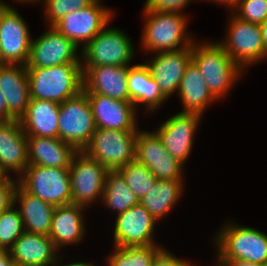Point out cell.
<instances>
[{
  "label": "cell",
  "mask_w": 267,
  "mask_h": 266,
  "mask_svg": "<svg viewBox=\"0 0 267 266\" xmlns=\"http://www.w3.org/2000/svg\"><path fill=\"white\" fill-rule=\"evenodd\" d=\"M79 47L55 27L31 40V48L26 67H51L65 63H81L77 54Z\"/></svg>",
  "instance_id": "obj_13"
},
{
  "label": "cell",
  "mask_w": 267,
  "mask_h": 266,
  "mask_svg": "<svg viewBox=\"0 0 267 266\" xmlns=\"http://www.w3.org/2000/svg\"><path fill=\"white\" fill-rule=\"evenodd\" d=\"M18 208L27 232L48 236L55 210L54 205L26 192L19 184L14 194V204Z\"/></svg>",
  "instance_id": "obj_25"
},
{
  "label": "cell",
  "mask_w": 267,
  "mask_h": 266,
  "mask_svg": "<svg viewBox=\"0 0 267 266\" xmlns=\"http://www.w3.org/2000/svg\"><path fill=\"white\" fill-rule=\"evenodd\" d=\"M201 115L176 113L164 121L154 132L167 152L183 165L191 154L193 138Z\"/></svg>",
  "instance_id": "obj_15"
},
{
  "label": "cell",
  "mask_w": 267,
  "mask_h": 266,
  "mask_svg": "<svg viewBox=\"0 0 267 266\" xmlns=\"http://www.w3.org/2000/svg\"><path fill=\"white\" fill-rule=\"evenodd\" d=\"M158 180H183V164L176 159L151 160L146 165Z\"/></svg>",
  "instance_id": "obj_36"
},
{
  "label": "cell",
  "mask_w": 267,
  "mask_h": 266,
  "mask_svg": "<svg viewBox=\"0 0 267 266\" xmlns=\"http://www.w3.org/2000/svg\"><path fill=\"white\" fill-rule=\"evenodd\" d=\"M0 91L5 97L8 111L19 119L31 99L26 65L0 64Z\"/></svg>",
  "instance_id": "obj_22"
},
{
  "label": "cell",
  "mask_w": 267,
  "mask_h": 266,
  "mask_svg": "<svg viewBox=\"0 0 267 266\" xmlns=\"http://www.w3.org/2000/svg\"><path fill=\"white\" fill-rule=\"evenodd\" d=\"M31 40L29 29L20 13L12 6H4L0 10L1 64L26 65Z\"/></svg>",
  "instance_id": "obj_12"
},
{
  "label": "cell",
  "mask_w": 267,
  "mask_h": 266,
  "mask_svg": "<svg viewBox=\"0 0 267 266\" xmlns=\"http://www.w3.org/2000/svg\"><path fill=\"white\" fill-rule=\"evenodd\" d=\"M16 119L7 109V103L4 95L0 91V121Z\"/></svg>",
  "instance_id": "obj_40"
},
{
  "label": "cell",
  "mask_w": 267,
  "mask_h": 266,
  "mask_svg": "<svg viewBox=\"0 0 267 266\" xmlns=\"http://www.w3.org/2000/svg\"><path fill=\"white\" fill-rule=\"evenodd\" d=\"M18 184L28 193L54 206L72 203L69 167L28 165Z\"/></svg>",
  "instance_id": "obj_5"
},
{
  "label": "cell",
  "mask_w": 267,
  "mask_h": 266,
  "mask_svg": "<svg viewBox=\"0 0 267 266\" xmlns=\"http://www.w3.org/2000/svg\"><path fill=\"white\" fill-rule=\"evenodd\" d=\"M117 170L122 174L132 193L139 199L146 196L158 180L147 166L138 163L136 160L118 168Z\"/></svg>",
  "instance_id": "obj_31"
},
{
  "label": "cell",
  "mask_w": 267,
  "mask_h": 266,
  "mask_svg": "<svg viewBox=\"0 0 267 266\" xmlns=\"http://www.w3.org/2000/svg\"><path fill=\"white\" fill-rule=\"evenodd\" d=\"M4 6H5V7H10L9 4H7V3H5L4 1H1V0H0V10H1Z\"/></svg>",
  "instance_id": "obj_47"
},
{
  "label": "cell",
  "mask_w": 267,
  "mask_h": 266,
  "mask_svg": "<svg viewBox=\"0 0 267 266\" xmlns=\"http://www.w3.org/2000/svg\"><path fill=\"white\" fill-rule=\"evenodd\" d=\"M100 1L95 0L88 7L65 15L53 27L77 47L84 48L105 26L109 27L114 16L112 10Z\"/></svg>",
  "instance_id": "obj_11"
},
{
  "label": "cell",
  "mask_w": 267,
  "mask_h": 266,
  "mask_svg": "<svg viewBox=\"0 0 267 266\" xmlns=\"http://www.w3.org/2000/svg\"><path fill=\"white\" fill-rule=\"evenodd\" d=\"M101 201L107 208L117 211L116 215L139 204V198L132 193L118 170H108Z\"/></svg>",
  "instance_id": "obj_29"
},
{
  "label": "cell",
  "mask_w": 267,
  "mask_h": 266,
  "mask_svg": "<svg viewBox=\"0 0 267 266\" xmlns=\"http://www.w3.org/2000/svg\"><path fill=\"white\" fill-rule=\"evenodd\" d=\"M18 206L13 204L0 213V249L9 250L25 231Z\"/></svg>",
  "instance_id": "obj_33"
},
{
  "label": "cell",
  "mask_w": 267,
  "mask_h": 266,
  "mask_svg": "<svg viewBox=\"0 0 267 266\" xmlns=\"http://www.w3.org/2000/svg\"><path fill=\"white\" fill-rule=\"evenodd\" d=\"M135 160L147 165L151 160L175 159L163 146L158 135L153 132L138 130L135 139Z\"/></svg>",
  "instance_id": "obj_32"
},
{
  "label": "cell",
  "mask_w": 267,
  "mask_h": 266,
  "mask_svg": "<svg viewBox=\"0 0 267 266\" xmlns=\"http://www.w3.org/2000/svg\"><path fill=\"white\" fill-rule=\"evenodd\" d=\"M114 246L137 247L158 245L153 233L157 220L143 205L136 204L125 212L116 215Z\"/></svg>",
  "instance_id": "obj_14"
},
{
  "label": "cell",
  "mask_w": 267,
  "mask_h": 266,
  "mask_svg": "<svg viewBox=\"0 0 267 266\" xmlns=\"http://www.w3.org/2000/svg\"><path fill=\"white\" fill-rule=\"evenodd\" d=\"M60 266V265H59ZM61 266H95L94 264L89 263V262H85V261H80V262H72L70 264H64V265H61Z\"/></svg>",
  "instance_id": "obj_45"
},
{
  "label": "cell",
  "mask_w": 267,
  "mask_h": 266,
  "mask_svg": "<svg viewBox=\"0 0 267 266\" xmlns=\"http://www.w3.org/2000/svg\"><path fill=\"white\" fill-rule=\"evenodd\" d=\"M127 81L130 102L135 105L136 109L137 105L142 103L148 112H153L168 99L161 92L144 63L129 67Z\"/></svg>",
  "instance_id": "obj_26"
},
{
  "label": "cell",
  "mask_w": 267,
  "mask_h": 266,
  "mask_svg": "<svg viewBox=\"0 0 267 266\" xmlns=\"http://www.w3.org/2000/svg\"><path fill=\"white\" fill-rule=\"evenodd\" d=\"M177 91L176 94L180 95L184 106V110L180 113L203 116L202 114L207 106H210L209 103L217 100L210 92L201 72L192 61L186 67Z\"/></svg>",
  "instance_id": "obj_27"
},
{
  "label": "cell",
  "mask_w": 267,
  "mask_h": 266,
  "mask_svg": "<svg viewBox=\"0 0 267 266\" xmlns=\"http://www.w3.org/2000/svg\"><path fill=\"white\" fill-rule=\"evenodd\" d=\"M129 67L115 65L82 67L83 91L86 94H101L130 101L127 81Z\"/></svg>",
  "instance_id": "obj_19"
},
{
  "label": "cell",
  "mask_w": 267,
  "mask_h": 266,
  "mask_svg": "<svg viewBox=\"0 0 267 266\" xmlns=\"http://www.w3.org/2000/svg\"><path fill=\"white\" fill-rule=\"evenodd\" d=\"M18 185V179L10 176L0 177V213L14 204V194Z\"/></svg>",
  "instance_id": "obj_37"
},
{
  "label": "cell",
  "mask_w": 267,
  "mask_h": 266,
  "mask_svg": "<svg viewBox=\"0 0 267 266\" xmlns=\"http://www.w3.org/2000/svg\"><path fill=\"white\" fill-rule=\"evenodd\" d=\"M107 172L99 161L77 151L69 167L72 203L86 208L97 198L102 200Z\"/></svg>",
  "instance_id": "obj_10"
},
{
  "label": "cell",
  "mask_w": 267,
  "mask_h": 266,
  "mask_svg": "<svg viewBox=\"0 0 267 266\" xmlns=\"http://www.w3.org/2000/svg\"><path fill=\"white\" fill-rule=\"evenodd\" d=\"M60 104L30 99L25 113L19 118L26 136L59 138L58 116Z\"/></svg>",
  "instance_id": "obj_23"
},
{
  "label": "cell",
  "mask_w": 267,
  "mask_h": 266,
  "mask_svg": "<svg viewBox=\"0 0 267 266\" xmlns=\"http://www.w3.org/2000/svg\"><path fill=\"white\" fill-rule=\"evenodd\" d=\"M233 11L236 17L261 24L267 20V0H241Z\"/></svg>",
  "instance_id": "obj_35"
},
{
  "label": "cell",
  "mask_w": 267,
  "mask_h": 266,
  "mask_svg": "<svg viewBox=\"0 0 267 266\" xmlns=\"http://www.w3.org/2000/svg\"><path fill=\"white\" fill-rule=\"evenodd\" d=\"M190 2L191 0H146L143 10L183 13L182 10Z\"/></svg>",
  "instance_id": "obj_38"
},
{
  "label": "cell",
  "mask_w": 267,
  "mask_h": 266,
  "mask_svg": "<svg viewBox=\"0 0 267 266\" xmlns=\"http://www.w3.org/2000/svg\"><path fill=\"white\" fill-rule=\"evenodd\" d=\"M86 208L74 203L56 206L49 237L57 250L65 245L77 244L85 236V222L83 211Z\"/></svg>",
  "instance_id": "obj_21"
},
{
  "label": "cell",
  "mask_w": 267,
  "mask_h": 266,
  "mask_svg": "<svg viewBox=\"0 0 267 266\" xmlns=\"http://www.w3.org/2000/svg\"><path fill=\"white\" fill-rule=\"evenodd\" d=\"M96 128L138 131L136 107L130 101H123L101 94H87Z\"/></svg>",
  "instance_id": "obj_16"
},
{
  "label": "cell",
  "mask_w": 267,
  "mask_h": 266,
  "mask_svg": "<svg viewBox=\"0 0 267 266\" xmlns=\"http://www.w3.org/2000/svg\"><path fill=\"white\" fill-rule=\"evenodd\" d=\"M15 1H18V2L20 1V2H24V3H25V2H26V3H31V2H32V3H33V2L37 3L39 0H15ZM40 1H41V0H40Z\"/></svg>",
  "instance_id": "obj_46"
},
{
  "label": "cell",
  "mask_w": 267,
  "mask_h": 266,
  "mask_svg": "<svg viewBox=\"0 0 267 266\" xmlns=\"http://www.w3.org/2000/svg\"><path fill=\"white\" fill-rule=\"evenodd\" d=\"M95 0H42L48 26H54L65 15L84 9Z\"/></svg>",
  "instance_id": "obj_34"
},
{
  "label": "cell",
  "mask_w": 267,
  "mask_h": 266,
  "mask_svg": "<svg viewBox=\"0 0 267 266\" xmlns=\"http://www.w3.org/2000/svg\"><path fill=\"white\" fill-rule=\"evenodd\" d=\"M13 259L11 258V254L9 250H1L0 249V266H13Z\"/></svg>",
  "instance_id": "obj_41"
},
{
  "label": "cell",
  "mask_w": 267,
  "mask_h": 266,
  "mask_svg": "<svg viewBox=\"0 0 267 266\" xmlns=\"http://www.w3.org/2000/svg\"><path fill=\"white\" fill-rule=\"evenodd\" d=\"M29 165L27 136L19 119L0 121V175H22Z\"/></svg>",
  "instance_id": "obj_17"
},
{
  "label": "cell",
  "mask_w": 267,
  "mask_h": 266,
  "mask_svg": "<svg viewBox=\"0 0 267 266\" xmlns=\"http://www.w3.org/2000/svg\"><path fill=\"white\" fill-rule=\"evenodd\" d=\"M192 61V47L181 50L159 52L145 65L150 70L161 92L167 97L177 92L186 67Z\"/></svg>",
  "instance_id": "obj_18"
},
{
  "label": "cell",
  "mask_w": 267,
  "mask_h": 266,
  "mask_svg": "<svg viewBox=\"0 0 267 266\" xmlns=\"http://www.w3.org/2000/svg\"><path fill=\"white\" fill-rule=\"evenodd\" d=\"M31 99L61 104L83 90L81 63H65L51 67H26Z\"/></svg>",
  "instance_id": "obj_1"
},
{
  "label": "cell",
  "mask_w": 267,
  "mask_h": 266,
  "mask_svg": "<svg viewBox=\"0 0 267 266\" xmlns=\"http://www.w3.org/2000/svg\"><path fill=\"white\" fill-rule=\"evenodd\" d=\"M137 133L138 131L96 128L82 151L108 170H117L135 161Z\"/></svg>",
  "instance_id": "obj_6"
},
{
  "label": "cell",
  "mask_w": 267,
  "mask_h": 266,
  "mask_svg": "<svg viewBox=\"0 0 267 266\" xmlns=\"http://www.w3.org/2000/svg\"><path fill=\"white\" fill-rule=\"evenodd\" d=\"M9 252L18 266H57L61 260L49 236L27 231L14 242Z\"/></svg>",
  "instance_id": "obj_20"
},
{
  "label": "cell",
  "mask_w": 267,
  "mask_h": 266,
  "mask_svg": "<svg viewBox=\"0 0 267 266\" xmlns=\"http://www.w3.org/2000/svg\"><path fill=\"white\" fill-rule=\"evenodd\" d=\"M192 62L217 100L226 97L243 73L219 42L193 43Z\"/></svg>",
  "instance_id": "obj_2"
},
{
  "label": "cell",
  "mask_w": 267,
  "mask_h": 266,
  "mask_svg": "<svg viewBox=\"0 0 267 266\" xmlns=\"http://www.w3.org/2000/svg\"><path fill=\"white\" fill-rule=\"evenodd\" d=\"M58 127L59 139L71 144L77 151H82L88 144L96 126L87 94L83 90L60 104Z\"/></svg>",
  "instance_id": "obj_8"
},
{
  "label": "cell",
  "mask_w": 267,
  "mask_h": 266,
  "mask_svg": "<svg viewBox=\"0 0 267 266\" xmlns=\"http://www.w3.org/2000/svg\"><path fill=\"white\" fill-rule=\"evenodd\" d=\"M135 50L125 32L106 26L81 49L82 67L129 66Z\"/></svg>",
  "instance_id": "obj_7"
},
{
  "label": "cell",
  "mask_w": 267,
  "mask_h": 266,
  "mask_svg": "<svg viewBox=\"0 0 267 266\" xmlns=\"http://www.w3.org/2000/svg\"><path fill=\"white\" fill-rule=\"evenodd\" d=\"M217 264H220V266H262L247 261H217Z\"/></svg>",
  "instance_id": "obj_42"
},
{
  "label": "cell",
  "mask_w": 267,
  "mask_h": 266,
  "mask_svg": "<svg viewBox=\"0 0 267 266\" xmlns=\"http://www.w3.org/2000/svg\"><path fill=\"white\" fill-rule=\"evenodd\" d=\"M262 34V40L265 50V58H267V20L259 24Z\"/></svg>",
  "instance_id": "obj_43"
},
{
  "label": "cell",
  "mask_w": 267,
  "mask_h": 266,
  "mask_svg": "<svg viewBox=\"0 0 267 266\" xmlns=\"http://www.w3.org/2000/svg\"><path fill=\"white\" fill-rule=\"evenodd\" d=\"M262 266H267V260L262 264Z\"/></svg>",
  "instance_id": "obj_48"
},
{
  "label": "cell",
  "mask_w": 267,
  "mask_h": 266,
  "mask_svg": "<svg viewBox=\"0 0 267 266\" xmlns=\"http://www.w3.org/2000/svg\"><path fill=\"white\" fill-rule=\"evenodd\" d=\"M163 248L160 245L137 247H114V253L108 257L109 266H152L156 255Z\"/></svg>",
  "instance_id": "obj_30"
},
{
  "label": "cell",
  "mask_w": 267,
  "mask_h": 266,
  "mask_svg": "<svg viewBox=\"0 0 267 266\" xmlns=\"http://www.w3.org/2000/svg\"><path fill=\"white\" fill-rule=\"evenodd\" d=\"M29 165L70 167L77 150L59 138L27 136Z\"/></svg>",
  "instance_id": "obj_24"
},
{
  "label": "cell",
  "mask_w": 267,
  "mask_h": 266,
  "mask_svg": "<svg viewBox=\"0 0 267 266\" xmlns=\"http://www.w3.org/2000/svg\"><path fill=\"white\" fill-rule=\"evenodd\" d=\"M145 25L141 47L145 51L169 52L192 47L195 42L187 33V16L179 12L143 10Z\"/></svg>",
  "instance_id": "obj_3"
},
{
  "label": "cell",
  "mask_w": 267,
  "mask_h": 266,
  "mask_svg": "<svg viewBox=\"0 0 267 266\" xmlns=\"http://www.w3.org/2000/svg\"><path fill=\"white\" fill-rule=\"evenodd\" d=\"M183 186L182 180H157L146 196L139 199V204L158 221L174 208L182 196Z\"/></svg>",
  "instance_id": "obj_28"
},
{
  "label": "cell",
  "mask_w": 267,
  "mask_h": 266,
  "mask_svg": "<svg viewBox=\"0 0 267 266\" xmlns=\"http://www.w3.org/2000/svg\"><path fill=\"white\" fill-rule=\"evenodd\" d=\"M206 1H211V2L214 1L215 3L218 4L223 3V5H226V7L231 8L233 12L241 0H206Z\"/></svg>",
  "instance_id": "obj_44"
},
{
  "label": "cell",
  "mask_w": 267,
  "mask_h": 266,
  "mask_svg": "<svg viewBox=\"0 0 267 266\" xmlns=\"http://www.w3.org/2000/svg\"><path fill=\"white\" fill-rule=\"evenodd\" d=\"M228 34L219 43L231 59L243 70L248 65L261 62L265 58V50L259 24L244 21L234 14L230 15Z\"/></svg>",
  "instance_id": "obj_9"
},
{
  "label": "cell",
  "mask_w": 267,
  "mask_h": 266,
  "mask_svg": "<svg viewBox=\"0 0 267 266\" xmlns=\"http://www.w3.org/2000/svg\"><path fill=\"white\" fill-rule=\"evenodd\" d=\"M163 248L154 258L152 266H194L191 261L183 260Z\"/></svg>",
  "instance_id": "obj_39"
},
{
  "label": "cell",
  "mask_w": 267,
  "mask_h": 266,
  "mask_svg": "<svg viewBox=\"0 0 267 266\" xmlns=\"http://www.w3.org/2000/svg\"><path fill=\"white\" fill-rule=\"evenodd\" d=\"M214 238L217 261H247L262 265L267 260V234L255 228L227 222Z\"/></svg>",
  "instance_id": "obj_4"
}]
</instances>
